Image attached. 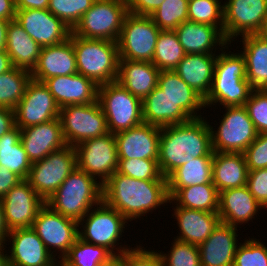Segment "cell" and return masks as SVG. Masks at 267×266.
Listing matches in <instances>:
<instances>
[{
    "mask_svg": "<svg viewBox=\"0 0 267 266\" xmlns=\"http://www.w3.org/2000/svg\"><path fill=\"white\" fill-rule=\"evenodd\" d=\"M237 227L219 222L212 234L198 246L201 266H233L238 243Z\"/></svg>",
    "mask_w": 267,
    "mask_h": 266,
    "instance_id": "603a6c76",
    "label": "cell"
},
{
    "mask_svg": "<svg viewBox=\"0 0 267 266\" xmlns=\"http://www.w3.org/2000/svg\"><path fill=\"white\" fill-rule=\"evenodd\" d=\"M127 10L136 15L150 16L165 0H125Z\"/></svg>",
    "mask_w": 267,
    "mask_h": 266,
    "instance_id": "816d5d0a",
    "label": "cell"
},
{
    "mask_svg": "<svg viewBox=\"0 0 267 266\" xmlns=\"http://www.w3.org/2000/svg\"><path fill=\"white\" fill-rule=\"evenodd\" d=\"M161 127L141 123L115 134L119 159L158 160Z\"/></svg>",
    "mask_w": 267,
    "mask_h": 266,
    "instance_id": "ffe728a7",
    "label": "cell"
},
{
    "mask_svg": "<svg viewBox=\"0 0 267 266\" xmlns=\"http://www.w3.org/2000/svg\"><path fill=\"white\" fill-rule=\"evenodd\" d=\"M76 55L77 72L98 86L117 80L119 68L118 42L87 39L70 33Z\"/></svg>",
    "mask_w": 267,
    "mask_h": 266,
    "instance_id": "5b68a950",
    "label": "cell"
},
{
    "mask_svg": "<svg viewBox=\"0 0 267 266\" xmlns=\"http://www.w3.org/2000/svg\"><path fill=\"white\" fill-rule=\"evenodd\" d=\"M9 21L0 19V51H5Z\"/></svg>",
    "mask_w": 267,
    "mask_h": 266,
    "instance_id": "91938a15",
    "label": "cell"
},
{
    "mask_svg": "<svg viewBox=\"0 0 267 266\" xmlns=\"http://www.w3.org/2000/svg\"><path fill=\"white\" fill-rule=\"evenodd\" d=\"M125 0H96L73 28L74 35L117 42L127 15Z\"/></svg>",
    "mask_w": 267,
    "mask_h": 266,
    "instance_id": "ba28073f",
    "label": "cell"
},
{
    "mask_svg": "<svg viewBox=\"0 0 267 266\" xmlns=\"http://www.w3.org/2000/svg\"><path fill=\"white\" fill-rule=\"evenodd\" d=\"M21 181L22 179L18 175L6 169L5 166L0 165V199Z\"/></svg>",
    "mask_w": 267,
    "mask_h": 266,
    "instance_id": "f5cc1de1",
    "label": "cell"
},
{
    "mask_svg": "<svg viewBox=\"0 0 267 266\" xmlns=\"http://www.w3.org/2000/svg\"><path fill=\"white\" fill-rule=\"evenodd\" d=\"M95 207L78 222V226L83 228L78 230L79 238L94 245L104 246L115 256L131 249L130 246L128 248L119 243L128 220L103 200Z\"/></svg>",
    "mask_w": 267,
    "mask_h": 266,
    "instance_id": "8992f818",
    "label": "cell"
},
{
    "mask_svg": "<svg viewBox=\"0 0 267 266\" xmlns=\"http://www.w3.org/2000/svg\"><path fill=\"white\" fill-rule=\"evenodd\" d=\"M266 20L267 0H227L223 3L224 37L229 44L239 36L259 34Z\"/></svg>",
    "mask_w": 267,
    "mask_h": 266,
    "instance_id": "9a60e30c",
    "label": "cell"
},
{
    "mask_svg": "<svg viewBox=\"0 0 267 266\" xmlns=\"http://www.w3.org/2000/svg\"><path fill=\"white\" fill-rule=\"evenodd\" d=\"M248 173L243 153H213L212 182L218 192L247 185Z\"/></svg>",
    "mask_w": 267,
    "mask_h": 266,
    "instance_id": "4dcf8cb0",
    "label": "cell"
},
{
    "mask_svg": "<svg viewBox=\"0 0 267 266\" xmlns=\"http://www.w3.org/2000/svg\"><path fill=\"white\" fill-rule=\"evenodd\" d=\"M174 31L186 54H216L213 52L228 44L224 34L212 25L185 21Z\"/></svg>",
    "mask_w": 267,
    "mask_h": 266,
    "instance_id": "484cf974",
    "label": "cell"
},
{
    "mask_svg": "<svg viewBox=\"0 0 267 266\" xmlns=\"http://www.w3.org/2000/svg\"><path fill=\"white\" fill-rule=\"evenodd\" d=\"M186 55L174 30H161L152 63L160 71H172Z\"/></svg>",
    "mask_w": 267,
    "mask_h": 266,
    "instance_id": "74e56055",
    "label": "cell"
},
{
    "mask_svg": "<svg viewBox=\"0 0 267 266\" xmlns=\"http://www.w3.org/2000/svg\"><path fill=\"white\" fill-rule=\"evenodd\" d=\"M45 203L26 180L19 182L2 198L9 231L32 227L39 209Z\"/></svg>",
    "mask_w": 267,
    "mask_h": 266,
    "instance_id": "ac0fdd59",
    "label": "cell"
},
{
    "mask_svg": "<svg viewBox=\"0 0 267 266\" xmlns=\"http://www.w3.org/2000/svg\"><path fill=\"white\" fill-rule=\"evenodd\" d=\"M143 121L165 127L182 124L192 118L157 86L142 100Z\"/></svg>",
    "mask_w": 267,
    "mask_h": 266,
    "instance_id": "f546056e",
    "label": "cell"
},
{
    "mask_svg": "<svg viewBox=\"0 0 267 266\" xmlns=\"http://www.w3.org/2000/svg\"><path fill=\"white\" fill-rule=\"evenodd\" d=\"M76 151L77 168L85 171L104 184L118 169L119 157L115 134L86 140L74 147Z\"/></svg>",
    "mask_w": 267,
    "mask_h": 266,
    "instance_id": "4fadbf2b",
    "label": "cell"
},
{
    "mask_svg": "<svg viewBox=\"0 0 267 266\" xmlns=\"http://www.w3.org/2000/svg\"><path fill=\"white\" fill-rule=\"evenodd\" d=\"M103 186L85 171L76 168L46 201L54 211L79 222L102 201Z\"/></svg>",
    "mask_w": 267,
    "mask_h": 266,
    "instance_id": "277c9868",
    "label": "cell"
},
{
    "mask_svg": "<svg viewBox=\"0 0 267 266\" xmlns=\"http://www.w3.org/2000/svg\"><path fill=\"white\" fill-rule=\"evenodd\" d=\"M218 129L209 124L214 152L243 153L256 139L258 132L245 106L224 107Z\"/></svg>",
    "mask_w": 267,
    "mask_h": 266,
    "instance_id": "9c48e42d",
    "label": "cell"
},
{
    "mask_svg": "<svg viewBox=\"0 0 267 266\" xmlns=\"http://www.w3.org/2000/svg\"><path fill=\"white\" fill-rule=\"evenodd\" d=\"M16 126L13 109L0 107V137Z\"/></svg>",
    "mask_w": 267,
    "mask_h": 266,
    "instance_id": "db71d44e",
    "label": "cell"
},
{
    "mask_svg": "<svg viewBox=\"0 0 267 266\" xmlns=\"http://www.w3.org/2000/svg\"><path fill=\"white\" fill-rule=\"evenodd\" d=\"M0 165L26 180L32 163L21 142V129L15 126L0 137Z\"/></svg>",
    "mask_w": 267,
    "mask_h": 266,
    "instance_id": "d590c367",
    "label": "cell"
},
{
    "mask_svg": "<svg viewBox=\"0 0 267 266\" xmlns=\"http://www.w3.org/2000/svg\"><path fill=\"white\" fill-rule=\"evenodd\" d=\"M43 83L60 108L98 101L99 86L93 80L79 73L51 77Z\"/></svg>",
    "mask_w": 267,
    "mask_h": 266,
    "instance_id": "44dd1931",
    "label": "cell"
},
{
    "mask_svg": "<svg viewBox=\"0 0 267 266\" xmlns=\"http://www.w3.org/2000/svg\"><path fill=\"white\" fill-rule=\"evenodd\" d=\"M59 119L67 145H76L108 133L106 117L99 101L60 108Z\"/></svg>",
    "mask_w": 267,
    "mask_h": 266,
    "instance_id": "7c38bea8",
    "label": "cell"
},
{
    "mask_svg": "<svg viewBox=\"0 0 267 266\" xmlns=\"http://www.w3.org/2000/svg\"><path fill=\"white\" fill-rule=\"evenodd\" d=\"M160 31L150 16L128 12L117 41L119 60L152 62Z\"/></svg>",
    "mask_w": 267,
    "mask_h": 266,
    "instance_id": "8fae6325",
    "label": "cell"
},
{
    "mask_svg": "<svg viewBox=\"0 0 267 266\" xmlns=\"http://www.w3.org/2000/svg\"><path fill=\"white\" fill-rule=\"evenodd\" d=\"M101 266H124V263L121 256H115L109 262L102 264Z\"/></svg>",
    "mask_w": 267,
    "mask_h": 266,
    "instance_id": "6125c7cd",
    "label": "cell"
},
{
    "mask_svg": "<svg viewBox=\"0 0 267 266\" xmlns=\"http://www.w3.org/2000/svg\"><path fill=\"white\" fill-rule=\"evenodd\" d=\"M134 248L126 250L120 256L123 259L124 266H164L159 251H154L143 246L136 245Z\"/></svg>",
    "mask_w": 267,
    "mask_h": 266,
    "instance_id": "c3c4849f",
    "label": "cell"
},
{
    "mask_svg": "<svg viewBox=\"0 0 267 266\" xmlns=\"http://www.w3.org/2000/svg\"><path fill=\"white\" fill-rule=\"evenodd\" d=\"M213 157H196L178 167L167 177L168 194L171 198L180 188L212 182Z\"/></svg>",
    "mask_w": 267,
    "mask_h": 266,
    "instance_id": "e575fe53",
    "label": "cell"
},
{
    "mask_svg": "<svg viewBox=\"0 0 267 266\" xmlns=\"http://www.w3.org/2000/svg\"><path fill=\"white\" fill-rule=\"evenodd\" d=\"M31 72L13 67L0 75V107L13 109L25 94Z\"/></svg>",
    "mask_w": 267,
    "mask_h": 266,
    "instance_id": "f35d334b",
    "label": "cell"
},
{
    "mask_svg": "<svg viewBox=\"0 0 267 266\" xmlns=\"http://www.w3.org/2000/svg\"><path fill=\"white\" fill-rule=\"evenodd\" d=\"M244 106L257 132L267 133V89L252 90Z\"/></svg>",
    "mask_w": 267,
    "mask_h": 266,
    "instance_id": "7dc6e473",
    "label": "cell"
},
{
    "mask_svg": "<svg viewBox=\"0 0 267 266\" xmlns=\"http://www.w3.org/2000/svg\"><path fill=\"white\" fill-rule=\"evenodd\" d=\"M247 186L262 208H267V168L249 171Z\"/></svg>",
    "mask_w": 267,
    "mask_h": 266,
    "instance_id": "f907efd6",
    "label": "cell"
},
{
    "mask_svg": "<svg viewBox=\"0 0 267 266\" xmlns=\"http://www.w3.org/2000/svg\"><path fill=\"white\" fill-rule=\"evenodd\" d=\"M209 122L201 118L161 127L158 165L167 178L174 170L196 157H213Z\"/></svg>",
    "mask_w": 267,
    "mask_h": 266,
    "instance_id": "6da1fadb",
    "label": "cell"
},
{
    "mask_svg": "<svg viewBox=\"0 0 267 266\" xmlns=\"http://www.w3.org/2000/svg\"><path fill=\"white\" fill-rule=\"evenodd\" d=\"M188 21L215 26L224 34L221 1L188 0Z\"/></svg>",
    "mask_w": 267,
    "mask_h": 266,
    "instance_id": "60d3db41",
    "label": "cell"
},
{
    "mask_svg": "<svg viewBox=\"0 0 267 266\" xmlns=\"http://www.w3.org/2000/svg\"><path fill=\"white\" fill-rule=\"evenodd\" d=\"M117 172L139 180L167 179L160 171L158 160L119 159Z\"/></svg>",
    "mask_w": 267,
    "mask_h": 266,
    "instance_id": "ee69618b",
    "label": "cell"
},
{
    "mask_svg": "<svg viewBox=\"0 0 267 266\" xmlns=\"http://www.w3.org/2000/svg\"><path fill=\"white\" fill-rule=\"evenodd\" d=\"M102 200L128 222L169 203L167 179L139 180L118 173L102 185Z\"/></svg>",
    "mask_w": 267,
    "mask_h": 266,
    "instance_id": "7a4b0ae2",
    "label": "cell"
},
{
    "mask_svg": "<svg viewBox=\"0 0 267 266\" xmlns=\"http://www.w3.org/2000/svg\"><path fill=\"white\" fill-rule=\"evenodd\" d=\"M32 228L52 255L56 257L59 254V259L69 252L81 229L76 220L59 214L46 203L39 209Z\"/></svg>",
    "mask_w": 267,
    "mask_h": 266,
    "instance_id": "5bb4252c",
    "label": "cell"
},
{
    "mask_svg": "<svg viewBox=\"0 0 267 266\" xmlns=\"http://www.w3.org/2000/svg\"><path fill=\"white\" fill-rule=\"evenodd\" d=\"M228 45L217 54L211 88L204 98L207 108L218 103L223 107L243 106L253 90L246 79L245 57L241 52L226 53Z\"/></svg>",
    "mask_w": 267,
    "mask_h": 266,
    "instance_id": "3957f363",
    "label": "cell"
},
{
    "mask_svg": "<svg viewBox=\"0 0 267 266\" xmlns=\"http://www.w3.org/2000/svg\"><path fill=\"white\" fill-rule=\"evenodd\" d=\"M246 79L253 90L267 89V40L260 34L241 37Z\"/></svg>",
    "mask_w": 267,
    "mask_h": 266,
    "instance_id": "d6a6232c",
    "label": "cell"
},
{
    "mask_svg": "<svg viewBox=\"0 0 267 266\" xmlns=\"http://www.w3.org/2000/svg\"><path fill=\"white\" fill-rule=\"evenodd\" d=\"M233 266H267V247L256 238L246 239L237 247Z\"/></svg>",
    "mask_w": 267,
    "mask_h": 266,
    "instance_id": "bcb514c9",
    "label": "cell"
},
{
    "mask_svg": "<svg viewBox=\"0 0 267 266\" xmlns=\"http://www.w3.org/2000/svg\"><path fill=\"white\" fill-rule=\"evenodd\" d=\"M98 101L110 133L117 134L144 122L142 100L117 81L99 85Z\"/></svg>",
    "mask_w": 267,
    "mask_h": 266,
    "instance_id": "52a82bcc",
    "label": "cell"
},
{
    "mask_svg": "<svg viewBox=\"0 0 267 266\" xmlns=\"http://www.w3.org/2000/svg\"><path fill=\"white\" fill-rule=\"evenodd\" d=\"M243 154L249 171L267 168V133H258Z\"/></svg>",
    "mask_w": 267,
    "mask_h": 266,
    "instance_id": "681fc988",
    "label": "cell"
},
{
    "mask_svg": "<svg viewBox=\"0 0 267 266\" xmlns=\"http://www.w3.org/2000/svg\"><path fill=\"white\" fill-rule=\"evenodd\" d=\"M264 39L267 40V20L263 26L262 31L259 33Z\"/></svg>",
    "mask_w": 267,
    "mask_h": 266,
    "instance_id": "be15d7a7",
    "label": "cell"
},
{
    "mask_svg": "<svg viewBox=\"0 0 267 266\" xmlns=\"http://www.w3.org/2000/svg\"><path fill=\"white\" fill-rule=\"evenodd\" d=\"M168 254L160 252L164 266H201L200 251L197 245L174 239ZM170 252V253H169Z\"/></svg>",
    "mask_w": 267,
    "mask_h": 266,
    "instance_id": "f6af8a7d",
    "label": "cell"
},
{
    "mask_svg": "<svg viewBox=\"0 0 267 266\" xmlns=\"http://www.w3.org/2000/svg\"><path fill=\"white\" fill-rule=\"evenodd\" d=\"M76 168V151L66 145L32 163L26 181L46 202Z\"/></svg>",
    "mask_w": 267,
    "mask_h": 266,
    "instance_id": "30bf717a",
    "label": "cell"
},
{
    "mask_svg": "<svg viewBox=\"0 0 267 266\" xmlns=\"http://www.w3.org/2000/svg\"><path fill=\"white\" fill-rule=\"evenodd\" d=\"M16 9H48L49 0H14Z\"/></svg>",
    "mask_w": 267,
    "mask_h": 266,
    "instance_id": "9f6ffc18",
    "label": "cell"
},
{
    "mask_svg": "<svg viewBox=\"0 0 267 266\" xmlns=\"http://www.w3.org/2000/svg\"><path fill=\"white\" fill-rule=\"evenodd\" d=\"M77 72L76 55L73 43L68 38L63 43L42 47L39 60L32 71V79L44 82L55 76H66Z\"/></svg>",
    "mask_w": 267,
    "mask_h": 266,
    "instance_id": "cb8c5ba5",
    "label": "cell"
},
{
    "mask_svg": "<svg viewBox=\"0 0 267 266\" xmlns=\"http://www.w3.org/2000/svg\"><path fill=\"white\" fill-rule=\"evenodd\" d=\"M157 86L192 119L202 117L198 111L205 108L204 98L185 83L175 71H160Z\"/></svg>",
    "mask_w": 267,
    "mask_h": 266,
    "instance_id": "836d02e7",
    "label": "cell"
},
{
    "mask_svg": "<svg viewBox=\"0 0 267 266\" xmlns=\"http://www.w3.org/2000/svg\"><path fill=\"white\" fill-rule=\"evenodd\" d=\"M150 17L160 30H175L188 21V0H165Z\"/></svg>",
    "mask_w": 267,
    "mask_h": 266,
    "instance_id": "b9f144b4",
    "label": "cell"
},
{
    "mask_svg": "<svg viewBox=\"0 0 267 266\" xmlns=\"http://www.w3.org/2000/svg\"><path fill=\"white\" fill-rule=\"evenodd\" d=\"M9 232L10 231L5 222L2 199H0V243L1 244H5V240L8 237Z\"/></svg>",
    "mask_w": 267,
    "mask_h": 266,
    "instance_id": "6f0895ef",
    "label": "cell"
},
{
    "mask_svg": "<svg viewBox=\"0 0 267 266\" xmlns=\"http://www.w3.org/2000/svg\"><path fill=\"white\" fill-rule=\"evenodd\" d=\"M21 142L31 163L40 161L49 153L67 145L59 118L22 128Z\"/></svg>",
    "mask_w": 267,
    "mask_h": 266,
    "instance_id": "7402d4cb",
    "label": "cell"
},
{
    "mask_svg": "<svg viewBox=\"0 0 267 266\" xmlns=\"http://www.w3.org/2000/svg\"><path fill=\"white\" fill-rule=\"evenodd\" d=\"M55 266H70V265L66 264L62 259L58 260V258H57Z\"/></svg>",
    "mask_w": 267,
    "mask_h": 266,
    "instance_id": "e7e4bbea",
    "label": "cell"
},
{
    "mask_svg": "<svg viewBox=\"0 0 267 266\" xmlns=\"http://www.w3.org/2000/svg\"><path fill=\"white\" fill-rule=\"evenodd\" d=\"M160 70L152 62L119 60L117 82L143 100L158 84Z\"/></svg>",
    "mask_w": 267,
    "mask_h": 266,
    "instance_id": "83f0119b",
    "label": "cell"
},
{
    "mask_svg": "<svg viewBox=\"0 0 267 266\" xmlns=\"http://www.w3.org/2000/svg\"><path fill=\"white\" fill-rule=\"evenodd\" d=\"M7 241L11 243L8 247L11 249L7 252L9 266L56 265L57 259L47 250L32 227L11 230L5 240V245Z\"/></svg>",
    "mask_w": 267,
    "mask_h": 266,
    "instance_id": "d6986e66",
    "label": "cell"
},
{
    "mask_svg": "<svg viewBox=\"0 0 267 266\" xmlns=\"http://www.w3.org/2000/svg\"><path fill=\"white\" fill-rule=\"evenodd\" d=\"M4 246V244L0 243V266H9L8 254L6 253L7 251Z\"/></svg>",
    "mask_w": 267,
    "mask_h": 266,
    "instance_id": "94428289",
    "label": "cell"
},
{
    "mask_svg": "<svg viewBox=\"0 0 267 266\" xmlns=\"http://www.w3.org/2000/svg\"><path fill=\"white\" fill-rule=\"evenodd\" d=\"M15 20L41 48L63 43L72 32L48 9H16Z\"/></svg>",
    "mask_w": 267,
    "mask_h": 266,
    "instance_id": "e0dca14e",
    "label": "cell"
},
{
    "mask_svg": "<svg viewBox=\"0 0 267 266\" xmlns=\"http://www.w3.org/2000/svg\"><path fill=\"white\" fill-rule=\"evenodd\" d=\"M263 209L250 193L247 185L219 192L220 222L240 227L239 224L253 221L258 210Z\"/></svg>",
    "mask_w": 267,
    "mask_h": 266,
    "instance_id": "d4e9b609",
    "label": "cell"
},
{
    "mask_svg": "<svg viewBox=\"0 0 267 266\" xmlns=\"http://www.w3.org/2000/svg\"><path fill=\"white\" fill-rule=\"evenodd\" d=\"M5 51L14 67L29 71L35 69L39 60L41 46L34 41L16 21H9Z\"/></svg>",
    "mask_w": 267,
    "mask_h": 266,
    "instance_id": "1f68e13d",
    "label": "cell"
},
{
    "mask_svg": "<svg viewBox=\"0 0 267 266\" xmlns=\"http://www.w3.org/2000/svg\"><path fill=\"white\" fill-rule=\"evenodd\" d=\"M217 54H186L173 70L205 98L211 88Z\"/></svg>",
    "mask_w": 267,
    "mask_h": 266,
    "instance_id": "f1b7e54d",
    "label": "cell"
},
{
    "mask_svg": "<svg viewBox=\"0 0 267 266\" xmlns=\"http://www.w3.org/2000/svg\"><path fill=\"white\" fill-rule=\"evenodd\" d=\"M115 255L104 246L94 245L79 237L62 260L70 266H101Z\"/></svg>",
    "mask_w": 267,
    "mask_h": 266,
    "instance_id": "ab89813d",
    "label": "cell"
},
{
    "mask_svg": "<svg viewBox=\"0 0 267 266\" xmlns=\"http://www.w3.org/2000/svg\"><path fill=\"white\" fill-rule=\"evenodd\" d=\"M13 67L14 66L8 53L6 51H0V75L9 71Z\"/></svg>",
    "mask_w": 267,
    "mask_h": 266,
    "instance_id": "680465c9",
    "label": "cell"
},
{
    "mask_svg": "<svg viewBox=\"0 0 267 266\" xmlns=\"http://www.w3.org/2000/svg\"><path fill=\"white\" fill-rule=\"evenodd\" d=\"M96 0H49L48 10L71 30Z\"/></svg>",
    "mask_w": 267,
    "mask_h": 266,
    "instance_id": "7bdbcfd3",
    "label": "cell"
},
{
    "mask_svg": "<svg viewBox=\"0 0 267 266\" xmlns=\"http://www.w3.org/2000/svg\"><path fill=\"white\" fill-rule=\"evenodd\" d=\"M175 219L179 227V235L174 239L199 246L213 232L219 224L218 213L206 212L203 210L187 209L184 207H174Z\"/></svg>",
    "mask_w": 267,
    "mask_h": 266,
    "instance_id": "4316f807",
    "label": "cell"
},
{
    "mask_svg": "<svg viewBox=\"0 0 267 266\" xmlns=\"http://www.w3.org/2000/svg\"><path fill=\"white\" fill-rule=\"evenodd\" d=\"M178 207L218 213L219 192L214 184H200L180 188L169 200Z\"/></svg>",
    "mask_w": 267,
    "mask_h": 266,
    "instance_id": "8d00e7d4",
    "label": "cell"
},
{
    "mask_svg": "<svg viewBox=\"0 0 267 266\" xmlns=\"http://www.w3.org/2000/svg\"><path fill=\"white\" fill-rule=\"evenodd\" d=\"M16 18L14 0H0V19L12 21Z\"/></svg>",
    "mask_w": 267,
    "mask_h": 266,
    "instance_id": "11a10c76",
    "label": "cell"
},
{
    "mask_svg": "<svg viewBox=\"0 0 267 266\" xmlns=\"http://www.w3.org/2000/svg\"><path fill=\"white\" fill-rule=\"evenodd\" d=\"M14 113L15 124L22 129L59 118L60 107L44 83L31 79Z\"/></svg>",
    "mask_w": 267,
    "mask_h": 266,
    "instance_id": "2e32d148",
    "label": "cell"
}]
</instances>
